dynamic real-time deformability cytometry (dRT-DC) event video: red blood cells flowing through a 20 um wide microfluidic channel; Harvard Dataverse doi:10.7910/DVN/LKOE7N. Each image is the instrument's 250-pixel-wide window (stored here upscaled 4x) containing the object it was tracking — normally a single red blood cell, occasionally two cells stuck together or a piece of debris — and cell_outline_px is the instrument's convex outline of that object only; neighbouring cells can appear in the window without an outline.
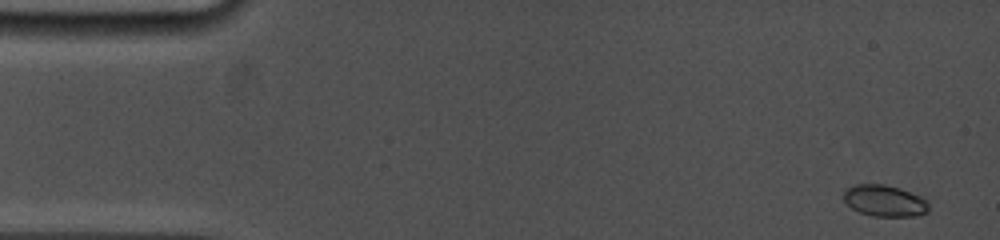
{"species": "common noctule bat (a hibernating species)", "species_latin": "Nyctalus noctula", "temperature_condition": "cold", "stored_images_in_passage": 6, "camera_frame_rate_fps": 5000, "um_per_image_px": 0.085, "animal": {"sex": "female", "body_mass_g": 19.0, "forearm_length_mm": 53.3}, "frame": {"image": 1, "passage_image": 1, "time_ms": 0.0, "image_size_px": [1000, 240], "cell_outline_px": [[928, 212], [916, 216], [872, 216], [860, 212], [852, 208], [844, 200], [844, 188], [856, 184], [884, 184], [900, 188], [920, 196], [928, 200]], "centroid_in_image_um": [75.19, 17.06], "position_along_channel_um": 9.8, "area_um2": 15.66}}
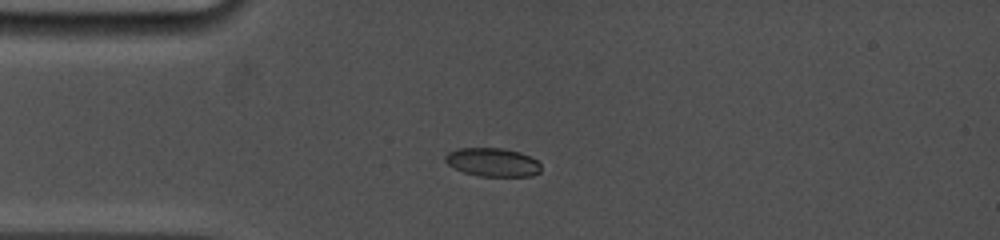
{"frame": {"image": 2, "passage_image": 5, "time_ms": 3.6, "image_size_px": [1000, 240], "cell_outline_px": [[540, 172], [532, 176], [480, 176], [464, 172], [448, 164], [444, 160], [444, 156], [448, 152], [456, 148], [504, 148], [520, 152], [536, 160], [540, 164]], "centroid_in_image_um": [41.86, 13.78], "position_along_channel_um": 43.1, "area_um2": 15.9}}